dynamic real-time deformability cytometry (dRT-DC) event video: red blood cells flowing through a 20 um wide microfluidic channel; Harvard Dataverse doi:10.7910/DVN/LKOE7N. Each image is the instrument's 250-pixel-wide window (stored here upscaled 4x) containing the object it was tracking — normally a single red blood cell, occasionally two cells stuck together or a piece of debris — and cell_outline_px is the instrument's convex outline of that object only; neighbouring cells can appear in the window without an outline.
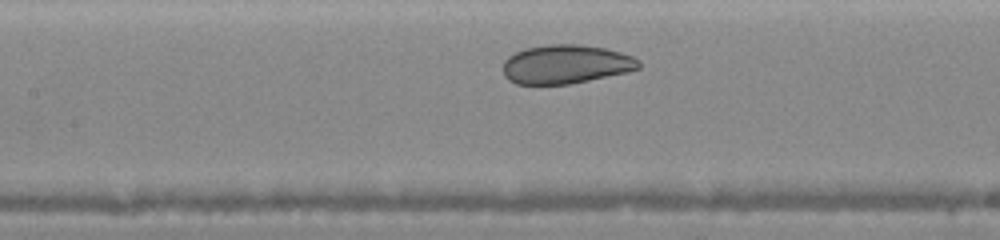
{"species": "human", "species_latin": "Homo sapiens", "temperature_condition": "warm", "stored_images_in_passage": 14, "camera_frame_rate_fps": 3000, "um_per_image_px": 0.085, "donor": {"sex": "female"}, "frame": {"image": 1, "passage_image": 5, "time_ms": 2.0, "image_size_px": [1000, 240], "cell_outline_px": [[640, 68], [628, 72], [568, 84], [516, 84], [508, 80], [504, 76], [504, 60], [508, 56], [524, 48], [548, 44], [580, 44], [604, 48], [620, 52], [632, 56], [640, 60]], "centroid_in_image_um": [48.09, 5.45], "position_along_channel_um": 159.3, "area_um2": 30.81}}
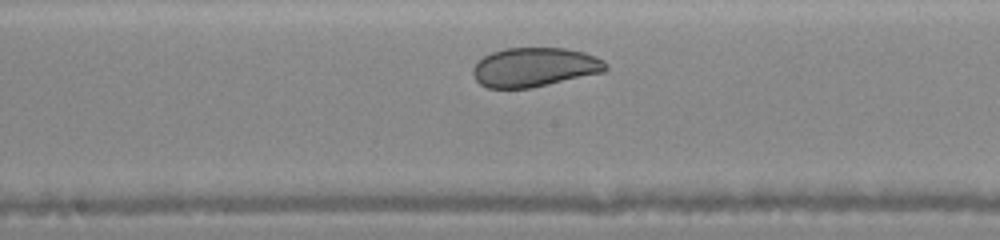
{"frame": {"image": 2, "passage_image": 7, "time_ms": 3.0, "image_size_px": [1000, 240], "cell_outline_px": [[608, 68], [604, 72], [528, 88], [488, 88], [480, 84], [476, 80], [472, 72], [472, 68], [476, 60], [492, 52], [504, 48], [564, 48], [584, 52], [596, 56], [604, 60], [608, 64]], "centroid_in_image_um": [45.42, 5.7], "position_along_channel_um": 202.8, "area_um2": 30.4}}
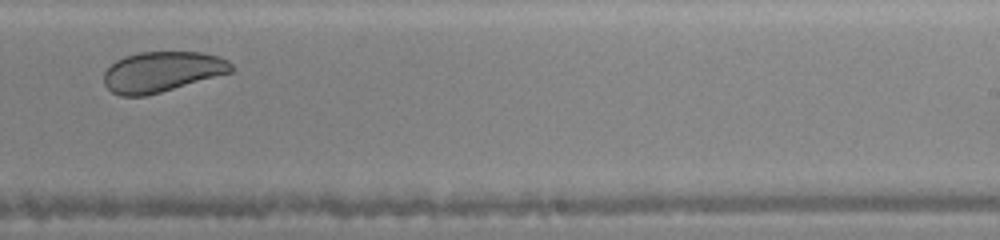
{"frame": {"image": 3, "passage_image": 10, "time_ms": 4.667, "image_size_px": [1000, 240], "cell_outline_px": [[232, 72], [160, 92], [144, 96], [120, 96], [112, 92], [104, 84], [104, 72], [116, 60], [124, 56], [140, 52], [204, 52], [220, 56], [228, 60], [232, 64]], "centroid_in_image_um": [13.77, 6.09], "position_along_channel_um": 275.2, "area_um2": 29.94}}